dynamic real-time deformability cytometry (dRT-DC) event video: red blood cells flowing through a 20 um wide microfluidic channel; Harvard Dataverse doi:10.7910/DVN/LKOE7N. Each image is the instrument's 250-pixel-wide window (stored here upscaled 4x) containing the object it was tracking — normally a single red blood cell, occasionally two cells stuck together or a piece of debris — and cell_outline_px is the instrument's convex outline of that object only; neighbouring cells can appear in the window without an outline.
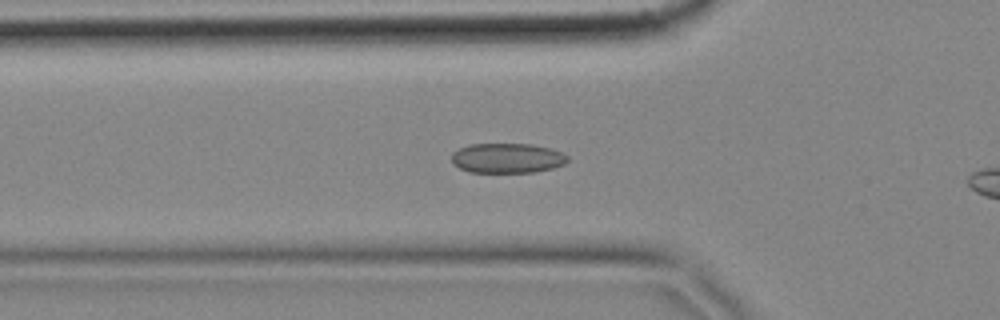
{"species": "common noctule bat (a hibernating species)", "species_latin": "Nyctalus noctula", "temperature_condition": "cold", "stored_images_in_passage": 17, "camera_frame_rate_fps": 3000, "um_per_image_px": 0.085, "animal": {"sex": "female", "body_mass_g": 18.4}, "frame": {"image": 1, "passage_image": 15, "time_ms": 4.667, "image_size_px": [1000, 320], "cell_outline_px": [[568, 160], [564, 164], [552, 168], [536, 172], [468, 172], [452, 164], [452, 152], [460, 148], [472, 144], [532, 144], [552, 148], [568, 156]], "centroid_in_image_um": [43.11, 13.44], "position_along_channel_um": 82.7, "area_um2": 20.23}}